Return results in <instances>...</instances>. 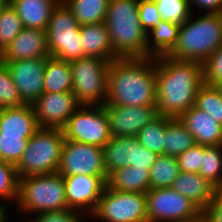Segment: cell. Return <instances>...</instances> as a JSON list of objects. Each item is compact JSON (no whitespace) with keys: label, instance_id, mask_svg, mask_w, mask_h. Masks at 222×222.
Here are the masks:
<instances>
[{"label":"cell","instance_id":"obj_40","mask_svg":"<svg viewBox=\"0 0 222 222\" xmlns=\"http://www.w3.org/2000/svg\"><path fill=\"white\" fill-rule=\"evenodd\" d=\"M82 217H85L82 212L67 208L36 214L35 218L32 217L28 222H82L84 220Z\"/></svg>","mask_w":222,"mask_h":222},{"label":"cell","instance_id":"obj_7","mask_svg":"<svg viewBox=\"0 0 222 222\" xmlns=\"http://www.w3.org/2000/svg\"><path fill=\"white\" fill-rule=\"evenodd\" d=\"M50 56L71 62L85 57L80 25L72 11L61 1L52 12L46 29Z\"/></svg>","mask_w":222,"mask_h":222},{"label":"cell","instance_id":"obj_33","mask_svg":"<svg viewBox=\"0 0 222 222\" xmlns=\"http://www.w3.org/2000/svg\"><path fill=\"white\" fill-rule=\"evenodd\" d=\"M23 28L20 17L8 3L0 15V55Z\"/></svg>","mask_w":222,"mask_h":222},{"label":"cell","instance_id":"obj_34","mask_svg":"<svg viewBox=\"0 0 222 222\" xmlns=\"http://www.w3.org/2000/svg\"><path fill=\"white\" fill-rule=\"evenodd\" d=\"M19 177L15 165L0 160V208L8 209L4 201H17Z\"/></svg>","mask_w":222,"mask_h":222},{"label":"cell","instance_id":"obj_2","mask_svg":"<svg viewBox=\"0 0 222 222\" xmlns=\"http://www.w3.org/2000/svg\"><path fill=\"white\" fill-rule=\"evenodd\" d=\"M156 58H119L110 63L107 106L156 105Z\"/></svg>","mask_w":222,"mask_h":222},{"label":"cell","instance_id":"obj_17","mask_svg":"<svg viewBox=\"0 0 222 222\" xmlns=\"http://www.w3.org/2000/svg\"><path fill=\"white\" fill-rule=\"evenodd\" d=\"M37 57H50L46 30L24 27L0 55V60L11 62Z\"/></svg>","mask_w":222,"mask_h":222},{"label":"cell","instance_id":"obj_1","mask_svg":"<svg viewBox=\"0 0 222 222\" xmlns=\"http://www.w3.org/2000/svg\"><path fill=\"white\" fill-rule=\"evenodd\" d=\"M204 84L203 63L156 58V107L159 115L179 118L194 106L198 89Z\"/></svg>","mask_w":222,"mask_h":222},{"label":"cell","instance_id":"obj_49","mask_svg":"<svg viewBox=\"0 0 222 222\" xmlns=\"http://www.w3.org/2000/svg\"><path fill=\"white\" fill-rule=\"evenodd\" d=\"M222 95V82L215 85Z\"/></svg>","mask_w":222,"mask_h":222},{"label":"cell","instance_id":"obj_44","mask_svg":"<svg viewBox=\"0 0 222 222\" xmlns=\"http://www.w3.org/2000/svg\"><path fill=\"white\" fill-rule=\"evenodd\" d=\"M202 212L210 222H222V202L214 197Z\"/></svg>","mask_w":222,"mask_h":222},{"label":"cell","instance_id":"obj_11","mask_svg":"<svg viewBox=\"0 0 222 222\" xmlns=\"http://www.w3.org/2000/svg\"><path fill=\"white\" fill-rule=\"evenodd\" d=\"M148 222H183L197 217L202 210L173 188H155L146 192Z\"/></svg>","mask_w":222,"mask_h":222},{"label":"cell","instance_id":"obj_13","mask_svg":"<svg viewBox=\"0 0 222 222\" xmlns=\"http://www.w3.org/2000/svg\"><path fill=\"white\" fill-rule=\"evenodd\" d=\"M108 177L80 174L65 176L64 187L68 208L82 212L90 218L98 206Z\"/></svg>","mask_w":222,"mask_h":222},{"label":"cell","instance_id":"obj_21","mask_svg":"<svg viewBox=\"0 0 222 222\" xmlns=\"http://www.w3.org/2000/svg\"><path fill=\"white\" fill-rule=\"evenodd\" d=\"M62 0H9L23 27L46 30L52 12Z\"/></svg>","mask_w":222,"mask_h":222},{"label":"cell","instance_id":"obj_47","mask_svg":"<svg viewBox=\"0 0 222 222\" xmlns=\"http://www.w3.org/2000/svg\"><path fill=\"white\" fill-rule=\"evenodd\" d=\"M8 215L7 209L0 208V222H7Z\"/></svg>","mask_w":222,"mask_h":222},{"label":"cell","instance_id":"obj_12","mask_svg":"<svg viewBox=\"0 0 222 222\" xmlns=\"http://www.w3.org/2000/svg\"><path fill=\"white\" fill-rule=\"evenodd\" d=\"M62 176H108L104 166L103 147L65 139L57 170Z\"/></svg>","mask_w":222,"mask_h":222},{"label":"cell","instance_id":"obj_24","mask_svg":"<svg viewBox=\"0 0 222 222\" xmlns=\"http://www.w3.org/2000/svg\"><path fill=\"white\" fill-rule=\"evenodd\" d=\"M150 170L125 166L113 171L107 185L117 191L146 193L149 190Z\"/></svg>","mask_w":222,"mask_h":222},{"label":"cell","instance_id":"obj_5","mask_svg":"<svg viewBox=\"0 0 222 222\" xmlns=\"http://www.w3.org/2000/svg\"><path fill=\"white\" fill-rule=\"evenodd\" d=\"M16 202L26 214L67 209L64 176L55 172L20 178Z\"/></svg>","mask_w":222,"mask_h":222},{"label":"cell","instance_id":"obj_48","mask_svg":"<svg viewBox=\"0 0 222 222\" xmlns=\"http://www.w3.org/2000/svg\"><path fill=\"white\" fill-rule=\"evenodd\" d=\"M8 3H9V0H0V15H1V12L3 11V9L7 6Z\"/></svg>","mask_w":222,"mask_h":222},{"label":"cell","instance_id":"obj_19","mask_svg":"<svg viewBox=\"0 0 222 222\" xmlns=\"http://www.w3.org/2000/svg\"><path fill=\"white\" fill-rule=\"evenodd\" d=\"M38 128L32 105L5 107L0 113V135H22V138H31Z\"/></svg>","mask_w":222,"mask_h":222},{"label":"cell","instance_id":"obj_50","mask_svg":"<svg viewBox=\"0 0 222 222\" xmlns=\"http://www.w3.org/2000/svg\"><path fill=\"white\" fill-rule=\"evenodd\" d=\"M2 110H3V107H2V105L0 104V113L2 112Z\"/></svg>","mask_w":222,"mask_h":222},{"label":"cell","instance_id":"obj_23","mask_svg":"<svg viewBox=\"0 0 222 222\" xmlns=\"http://www.w3.org/2000/svg\"><path fill=\"white\" fill-rule=\"evenodd\" d=\"M136 140V136H112L103 147L104 166L108 176L116 169L135 163Z\"/></svg>","mask_w":222,"mask_h":222},{"label":"cell","instance_id":"obj_25","mask_svg":"<svg viewBox=\"0 0 222 222\" xmlns=\"http://www.w3.org/2000/svg\"><path fill=\"white\" fill-rule=\"evenodd\" d=\"M179 28L180 24L161 20L148 31L146 43L148 57L157 58L167 55L176 44Z\"/></svg>","mask_w":222,"mask_h":222},{"label":"cell","instance_id":"obj_14","mask_svg":"<svg viewBox=\"0 0 222 222\" xmlns=\"http://www.w3.org/2000/svg\"><path fill=\"white\" fill-rule=\"evenodd\" d=\"M48 57L3 62L9 69L21 101L32 105L44 93V71Z\"/></svg>","mask_w":222,"mask_h":222},{"label":"cell","instance_id":"obj_45","mask_svg":"<svg viewBox=\"0 0 222 222\" xmlns=\"http://www.w3.org/2000/svg\"><path fill=\"white\" fill-rule=\"evenodd\" d=\"M183 222H210V221L205 216V214L203 212H201L197 217L190 219V220H185Z\"/></svg>","mask_w":222,"mask_h":222},{"label":"cell","instance_id":"obj_36","mask_svg":"<svg viewBox=\"0 0 222 222\" xmlns=\"http://www.w3.org/2000/svg\"><path fill=\"white\" fill-rule=\"evenodd\" d=\"M162 20L182 24L192 14L189 0H154Z\"/></svg>","mask_w":222,"mask_h":222},{"label":"cell","instance_id":"obj_37","mask_svg":"<svg viewBox=\"0 0 222 222\" xmlns=\"http://www.w3.org/2000/svg\"><path fill=\"white\" fill-rule=\"evenodd\" d=\"M0 104L5 107H18L24 103L21 101L15 87L9 69L0 60Z\"/></svg>","mask_w":222,"mask_h":222},{"label":"cell","instance_id":"obj_39","mask_svg":"<svg viewBox=\"0 0 222 222\" xmlns=\"http://www.w3.org/2000/svg\"><path fill=\"white\" fill-rule=\"evenodd\" d=\"M138 12L141 26L146 32L162 20L154 0H138Z\"/></svg>","mask_w":222,"mask_h":222},{"label":"cell","instance_id":"obj_6","mask_svg":"<svg viewBox=\"0 0 222 222\" xmlns=\"http://www.w3.org/2000/svg\"><path fill=\"white\" fill-rule=\"evenodd\" d=\"M64 141L61 128L39 127L15 166L19 179L57 172Z\"/></svg>","mask_w":222,"mask_h":222},{"label":"cell","instance_id":"obj_20","mask_svg":"<svg viewBox=\"0 0 222 222\" xmlns=\"http://www.w3.org/2000/svg\"><path fill=\"white\" fill-rule=\"evenodd\" d=\"M171 188L182 194L201 210L215 197L216 186L199 173L182 172L174 179Z\"/></svg>","mask_w":222,"mask_h":222},{"label":"cell","instance_id":"obj_46","mask_svg":"<svg viewBox=\"0 0 222 222\" xmlns=\"http://www.w3.org/2000/svg\"><path fill=\"white\" fill-rule=\"evenodd\" d=\"M215 197L222 202V182L216 186Z\"/></svg>","mask_w":222,"mask_h":222},{"label":"cell","instance_id":"obj_8","mask_svg":"<svg viewBox=\"0 0 222 222\" xmlns=\"http://www.w3.org/2000/svg\"><path fill=\"white\" fill-rule=\"evenodd\" d=\"M109 61L83 57L70 62L72 93L80 105H104L107 97Z\"/></svg>","mask_w":222,"mask_h":222},{"label":"cell","instance_id":"obj_18","mask_svg":"<svg viewBox=\"0 0 222 222\" xmlns=\"http://www.w3.org/2000/svg\"><path fill=\"white\" fill-rule=\"evenodd\" d=\"M178 119L194 137L196 144L203 146L222 145V124L214 120L205 111L193 106Z\"/></svg>","mask_w":222,"mask_h":222},{"label":"cell","instance_id":"obj_31","mask_svg":"<svg viewBox=\"0 0 222 222\" xmlns=\"http://www.w3.org/2000/svg\"><path fill=\"white\" fill-rule=\"evenodd\" d=\"M199 174L215 186L222 182V145H202V161Z\"/></svg>","mask_w":222,"mask_h":222},{"label":"cell","instance_id":"obj_3","mask_svg":"<svg viewBox=\"0 0 222 222\" xmlns=\"http://www.w3.org/2000/svg\"><path fill=\"white\" fill-rule=\"evenodd\" d=\"M104 23L118 58H148L147 32L139 19L138 0H110Z\"/></svg>","mask_w":222,"mask_h":222},{"label":"cell","instance_id":"obj_38","mask_svg":"<svg viewBox=\"0 0 222 222\" xmlns=\"http://www.w3.org/2000/svg\"><path fill=\"white\" fill-rule=\"evenodd\" d=\"M204 84L215 86L222 82V45L204 63Z\"/></svg>","mask_w":222,"mask_h":222},{"label":"cell","instance_id":"obj_26","mask_svg":"<svg viewBox=\"0 0 222 222\" xmlns=\"http://www.w3.org/2000/svg\"><path fill=\"white\" fill-rule=\"evenodd\" d=\"M70 62L52 56L47 58L44 71V93L72 92Z\"/></svg>","mask_w":222,"mask_h":222},{"label":"cell","instance_id":"obj_4","mask_svg":"<svg viewBox=\"0 0 222 222\" xmlns=\"http://www.w3.org/2000/svg\"><path fill=\"white\" fill-rule=\"evenodd\" d=\"M191 14L179 28L176 44L166 55L204 63L222 45V14Z\"/></svg>","mask_w":222,"mask_h":222},{"label":"cell","instance_id":"obj_41","mask_svg":"<svg viewBox=\"0 0 222 222\" xmlns=\"http://www.w3.org/2000/svg\"><path fill=\"white\" fill-rule=\"evenodd\" d=\"M182 172L199 173L202 161V145L195 144L177 157Z\"/></svg>","mask_w":222,"mask_h":222},{"label":"cell","instance_id":"obj_29","mask_svg":"<svg viewBox=\"0 0 222 222\" xmlns=\"http://www.w3.org/2000/svg\"><path fill=\"white\" fill-rule=\"evenodd\" d=\"M179 173L177 157L158 155L150 169L149 189L171 187Z\"/></svg>","mask_w":222,"mask_h":222},{"label":"cell","instance_id":"obj_9","mask_svg":"<svg viewBox=\"0 0 222 222\" xmlns=\"http://www.w3.org/2000/svg\"><path fill=\"white\" fill-rule=\"evenodd\" d=\"M90 217L101 222H148L146 193L117 191L106 184Z\"/></svg>","mask_w":222,"mask_h":222},{"label":"cell","instance_id":"obj_10","mask_svg":"<svg viewBox=\"0 0 222 222\" xmlns=\"http://www.w3.org/2000/svg\"><path fill=\"white\" fill-rule=\"evenodd\" d=\"M67 140L104 147L112 138L103 105H81L62 128Z\"/></svg>","mask_w":222,"mask_h":222},{"label":"cell","instance_id":"obj_32","mask_svg":"<svg viewBox=\"0 0 222 222\" xmlns=\"http://www.w3.org/2000/svg\"><path fill=\"white\" fill-rule=\"evenodd\" d=\"M194 106L222 124V95L216 86L203 84L197 91Z\"/></svg>","mask_w":222,"mask_h":222},{"label":"cell","instance_id":"obj_42","mask_svg":"<svg viewBox=\"0 0 222 222\" xmlns=\"http://www.w3.org/2000/svg\"><path fill=\"white\" fill-rule=\"evenodd\" d=\"M157 156V154L145 148L136 140L135 163L132 166L135 168H148L150 170Z\"/></svg>","mask_w":222,"mask_h":222},{"label":"cell","instance_id":"obj_27","mask_svg":"<svg viewBox=\"0 0 222 222\" xmlns=\"http://www.w3.org/2000/svg\"><path fill=\"white\" fill-rule=\"evenodd\" d=\"M195 144L194 137L178 118L166 116L164 155L178 157Z\"/></svg>","mask_w":222,"mask_h":222},{"label":"cell","instance_id":"obj_30","mask_svg":"<svg viewBox=\"0 0 222 222\" xmlns=\"http://www.w3.org/2000/svg\"><path fill=\"white\" fill-rule=\"evenodd\" d=\"M166 116L159 115L137 134L138 142L157 155H164Z\"/></svg>","mask_w":222,"mask_h":222},{"label":"cell","instance_id":"obj_35","mask_svg":"<svg viewBox=\"0 0 222 222\" xmlns=\"http://www.w3.org/2000/svg\"><path fill=\"white\" fill-rule=\"evenodd\" d=\"M30 138L22 135H0V160L17 165Z\"/></svg>","mask_w":222,"mask_h":222},{"label":"cell","instance_id":"obj_16","mask_svg":"<svg viewBox=\"0 0 222 222\" xmlns=\"http://www.w3.org/2000/svg\"><path fill=\"white\" fill-rule=\"evenodd\" d=\"M107 112L112 136H137L147 124L155 120L159 114L156 105L147 106H107Z\"/></svg>","mask_w":222,"mask_h":222},{"label":"cell","instance_id":"obj_28","mask_svg":"<svg viewBox=\"0 0 222 222\" xmlns=\"http://www.w3.org/2000/svg\"><path fill=\"white\" fill-rule=\"evenodd\" d=\"M80 26L105 21L110 0H62Z\"/></svg>","mask_w":222,"mask_h":222},{"label":"cell","instance_id":"obj_22","mask_svg":"<svg viewBox=\"0 0 222 222\" xmlns=\"http://www.w3.org/2000/svg\"><path fill=\"white\" fill-rule=\"evenodd\" d=\"M82 48L87 57H97L109 62L119 59L113 52L109 32L104 22L80 26Z\"/></svg>","mask_w":222,"mask_h":222},{"label":"cell","instance_id":"obj_15","mask_svg":"<svg viewBox=\"0 0 222 222\" xmlns=\"http://www.w3.org/2000/svg\"><path fill=\"white\" fill-rule=\"evenodd\" d=\"M39 127L63 128L81 106L72 92L43 93L33 104Z\"/></svg>","mask_w":222,"mask_h":222},{"label":"cell","instance_id":"obj_43","mask_svg":"<svg viewBox=\"0 0 222 222\" xmlns=\"http://www.w3.org/2000/svg\"><path fill=\"white\" fill-rule=\"evenodd\" d=\"M190 11L193 14V8L197 7L200 11L207 14H222V0H189Z\"/></svg>","mask_w":222,"mask_h":222}]
</instances>
